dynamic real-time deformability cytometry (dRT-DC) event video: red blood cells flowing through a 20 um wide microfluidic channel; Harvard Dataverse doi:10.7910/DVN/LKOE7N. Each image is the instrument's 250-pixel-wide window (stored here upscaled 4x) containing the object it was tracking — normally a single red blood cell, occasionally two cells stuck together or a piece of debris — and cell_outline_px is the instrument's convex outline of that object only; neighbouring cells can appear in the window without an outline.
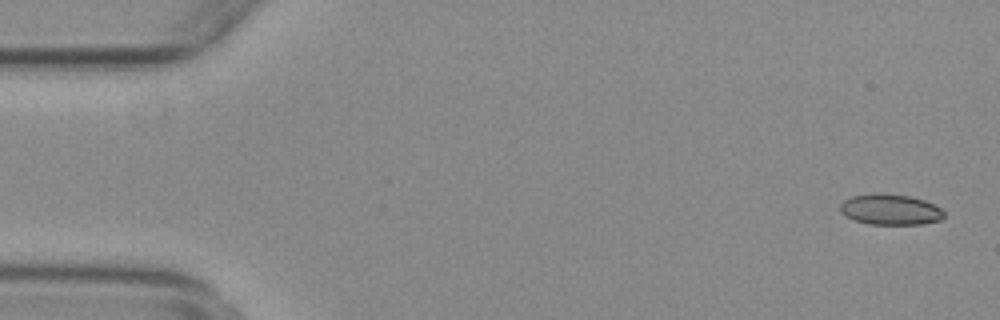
{"species": "common noctule bat (a hibernating species)", "species_latin": "Nyctalus noctula", "temperature_condition": "warm", "stored_images_in_passage": 55, "camera_frame_rate_fps": 3000, "um_per_image_px": 0.085, "animal": {"sex": "female", "body_mass_g": 29.2, "forearm_length_mm": 56.3}, "frame": {"image": 1, "passage_image": 2, "time_ms": 0.333, "image_size_px": [1000, 320], "cell_outline_px": [[944, 216], [940, 220], [920, 224], [868, 224], [856, 220], [840, 212], [840, 204], [844, 200], [852, 196], [876, 192], [880, 192], [908, 196], [924, 200], [940, 208], [944, 212]], "centroid_in_image_um": [75.66, 17.79], "position_along_channel_um": 9.3, "area_um2": 18.5}}
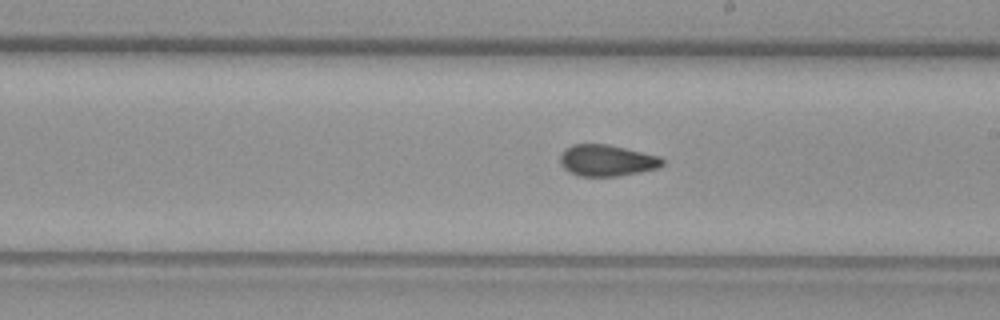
{"frame": {"image": 2, "passage_image": 31, "time_ms": 10.0, "image_size_px": [1000, 320], "cell_outline_px": [[664, 164], [660, 168], [620, 176], [580, 176], [568, 172], [560, 164], [560, 156], [564, 148], [572, 144], [608, 144], [660, 156], [664, 160]], "centroid_in_image_um": [51.58, 13.64], "position_along_channel_um": 237.4, "area_um2": 18.96}}
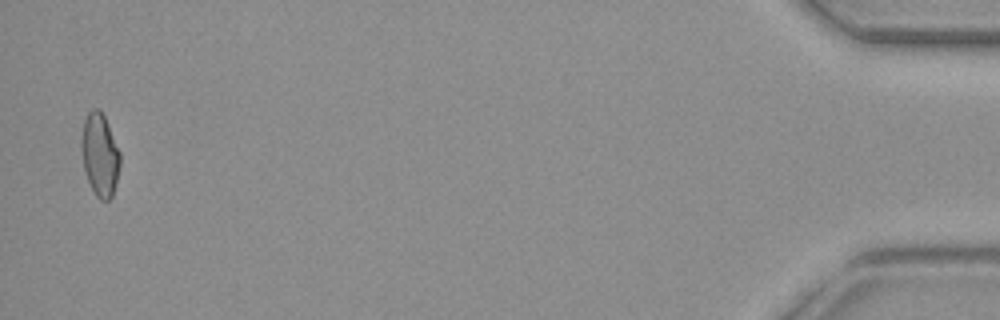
{"frame": {"image": 3, "passage_image": 54, "time_ms": 17.667, "image_size_px": [1000, 320], "cell_outline_px": [[120, 164], [112, 196], [108, 200], [100, 200], [96, 196], [88, 180], [84, 168], [80, 148], [80, 140], [84, 120], [88, 112], [92, 108], [100, 108], [104, 116], [120, 152]], "centroid_in_image_um": [8.46, 13.12], "position_along_channel_um": 426.7, "area_um2": 18.61}, "authors_computed_cell_mechanics": {"area_um2": 18.7272, "velocity_mm_per_s": 3.7554, "shape_relaxation_time_tau1_ms": null, "shape_relaxation_time_tau2_ms": 1.6606, "deformation_change_tau1": null, "deformation_change_tau2": 0.075}}